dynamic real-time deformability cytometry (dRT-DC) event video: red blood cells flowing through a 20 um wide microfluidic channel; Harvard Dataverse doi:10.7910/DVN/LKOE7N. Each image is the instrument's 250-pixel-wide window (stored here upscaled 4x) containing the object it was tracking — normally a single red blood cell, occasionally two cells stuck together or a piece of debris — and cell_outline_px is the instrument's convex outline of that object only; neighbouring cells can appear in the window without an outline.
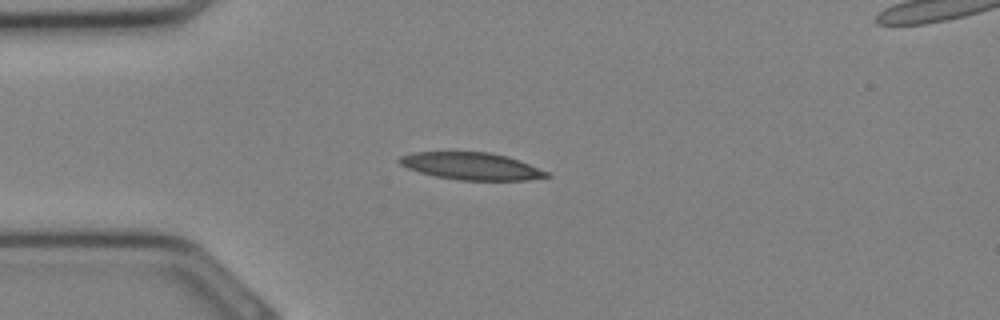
{"species": "Egyptian fruit bat (a non-hibernating species)", "species_latin": "Rousettus aegyptiacus", "temperature_condition": "cold", "stored_images_in_passage": 32, "segment_of_instrument_passage": [1, 2], "camera_frame_rate_fps": 3000, "um_per_image_px": 0.085, "animal": {"sex": "female"}, "frame": {"image": 1, "passage_image": 7, "time_ms": 2.0, "image_size_px": [1000, 320], "cell_outline_px": [[552, 176], [528, 180], [456, 180], [436, 176], [420, 172], [408, 168], [400, 164], [396, 160], [400, 156], [412, 152], [492, 152], [508, 156], [520, 160], [548, 172]], "centroid_in_image_um": [40.07, 14.12], "position_along_channel_um": 44.9, "area_um2": 23.47}}
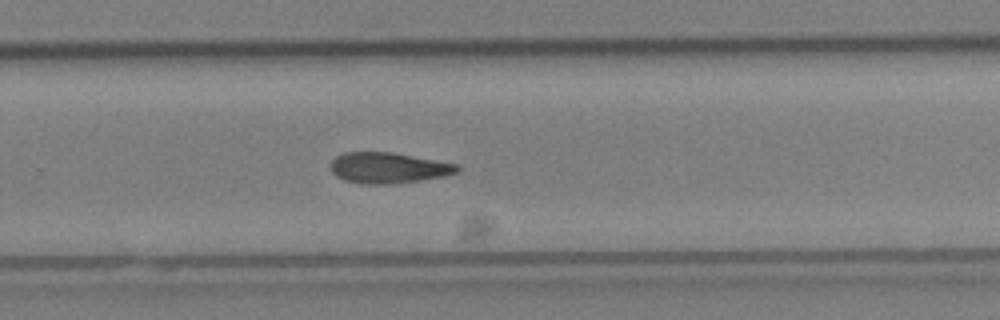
{"frame": {"image": 2, "passage_image": 20, "time_ms": 6.333, "image_size_px": [1000, 320], "cell_outline_px": [[460, 172], [444, 176], [420, 180], [388, 184], [364, 184], [344, 180], [336, 176], [332, 172], [332, 160], [336, 156], [344, 152], [392, 152], [460, 164]], "centroid_in_image_um": [33.05, 14.26], "position_along_channel_um": 296.8, "area_um2": 22.77}}
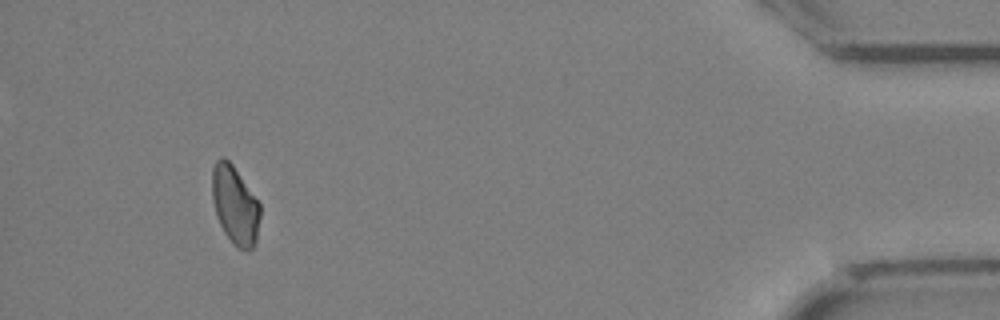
{"frame": {"image": 3, "passage_image": 29, "time_ms": 9.333, "image_size_px": [1000, 320], "cell_outline_px": [[260, 216], [256, 244], [248, 252], [244, 252], [236, 248], [232, 244], [224, 232], [216, 216], [212, 200], [212, 168], [216, 160], [220, 156], [224, 156], [232, 164], [260, 204]], "centroid_in_image_um": [19.97, 17.48], "position_along_channel_um": 415.2, "area_um2": 22.25}}